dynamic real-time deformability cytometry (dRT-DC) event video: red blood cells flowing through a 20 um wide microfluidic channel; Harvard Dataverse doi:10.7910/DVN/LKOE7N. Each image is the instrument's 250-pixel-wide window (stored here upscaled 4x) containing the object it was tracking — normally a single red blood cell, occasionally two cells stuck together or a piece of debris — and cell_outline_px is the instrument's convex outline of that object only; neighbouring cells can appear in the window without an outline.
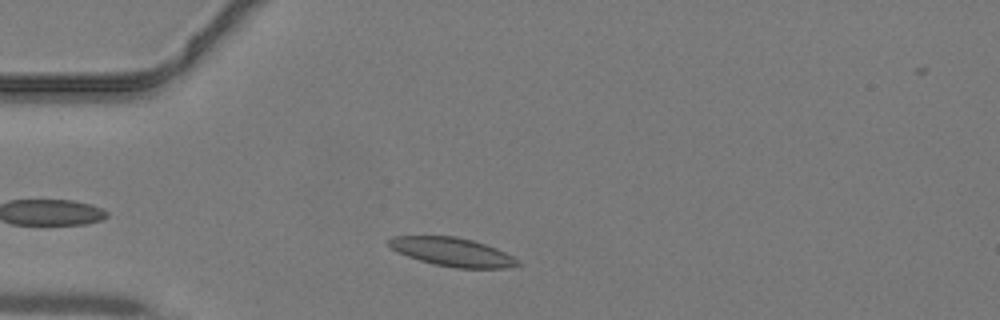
{"species": "common noctule bat (a hibernating species)", "species_latin": "Nyctalus noctula", "temperature_condition": "warm", "stored_images_in_passage": 32, "camera_frame_rate_fps": 3000, "um_per_image_px": 0.085, "animal": {"sex": "male", "body_mass_g": 19.2, "forearm_length_mm": 51.8}, "frame": {"image": 1, "passage_image": 4, "time_ms": 1.0, "image_size_px": [1000, 320], "cell_outline_px": [[524, 264], [508, 268], [456, 268], [436, 264], [420, 260], [408, 256], [392, 248], [388, 244], [388, 240], [392, 236], [456, 236], [472, 240], [496, 248], [520, 260]], "centroid_in_image_um": [38.51, 21.42], "position_along_channel_um": 46.5, "area_um2": 21.33}}
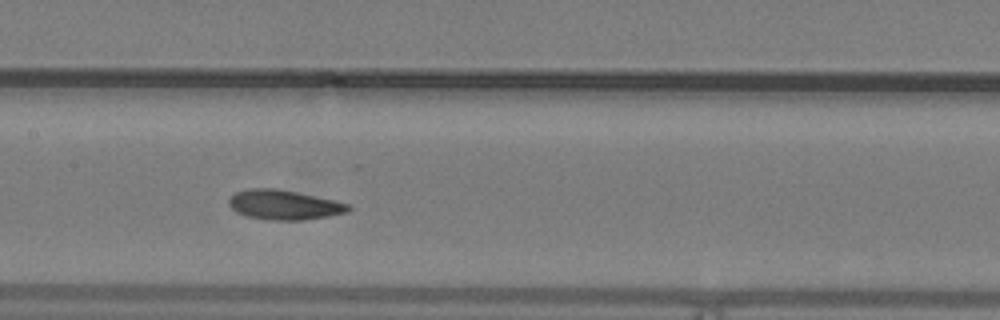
{"frame": {"image": 2, "passage_image": 14, "time_ms": 4.333, "image_size_px": [1000, 320], "cell_outline_px": [[352, 208], [348, 212], [328, 216], [304, 220], [268, 220], [248, 216], [236, 212], [228, 204], [228, 200], [236, 192], [248, 188], [276, 188], [336, 200], [348, 204]], "centroid_in_image_um": [24.15, 17.41], "position_along_channel_um": 183.2, "area_um2": 20.69}}
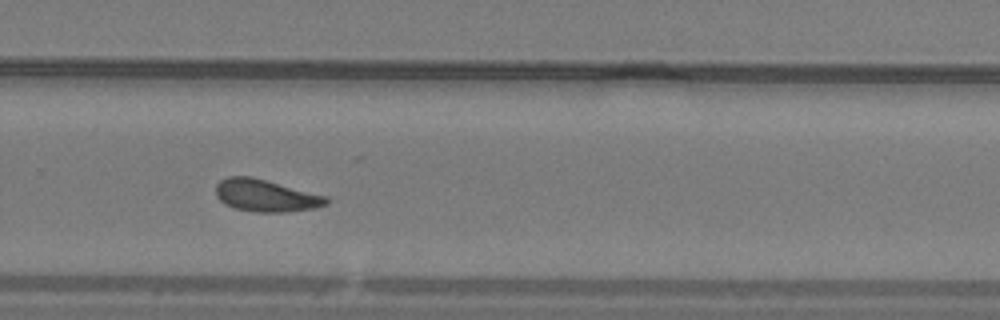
{"frame": {"image": 3, "passage_image": 22, "time_ms": 7.0, "image_size_px": [1000, 320], "cell_outline_px": [[332, 200], [328, 204], [316, 208], [284, 212], [252, 212], [232, 208], [224, 204], [216, 196], [216, 184], [220, 180], [228, 176], [252, 176], [328, 196]], "centroid_in_image_um": [22.61, 16.63], "position_along_channel_um": 307.2, "area_um2": 21.15}}